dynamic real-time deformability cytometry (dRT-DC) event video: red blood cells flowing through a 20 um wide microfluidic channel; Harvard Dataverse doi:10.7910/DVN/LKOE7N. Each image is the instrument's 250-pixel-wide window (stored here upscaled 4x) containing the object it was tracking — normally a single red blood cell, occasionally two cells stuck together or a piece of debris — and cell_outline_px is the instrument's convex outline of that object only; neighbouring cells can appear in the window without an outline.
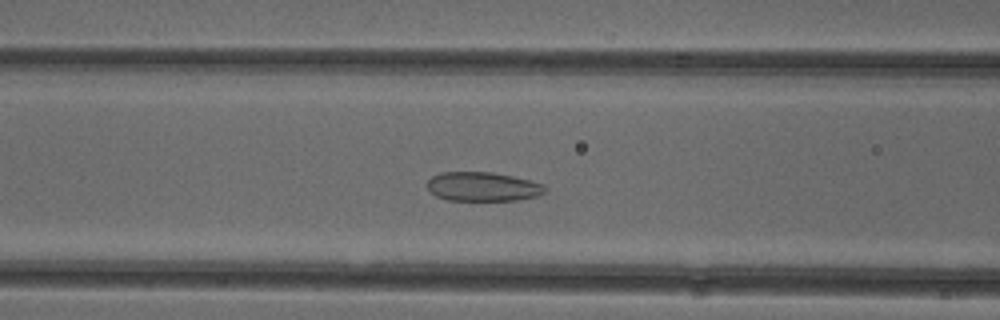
{"species": "common noctule bat (a hibernating species)", "species_latin": "Nyctalus noctula", "temperature_condition": "cold", "stored_images_in_passage": 48, "camera_frame_rate_fps": 3000, "um_per_image_px": 0.085, "animal": {"sex": "female"}, "frame": {"image": 1, "passage_image": 17, "time_ms": 5.333, "image_size_px": [1000, 320], "cell_outline_px": [[544, 192], [536, 196], [516, 200], [448, 200], [436, 196], [428, 192], [428, 180], [432, 176], [440, 172], [492, 172], [512, 176], [544, 184]], "centroid_in_image_um": [40.98, 15.86], "position_along_channel_um": 125.6, "area_um2": 19.88}}
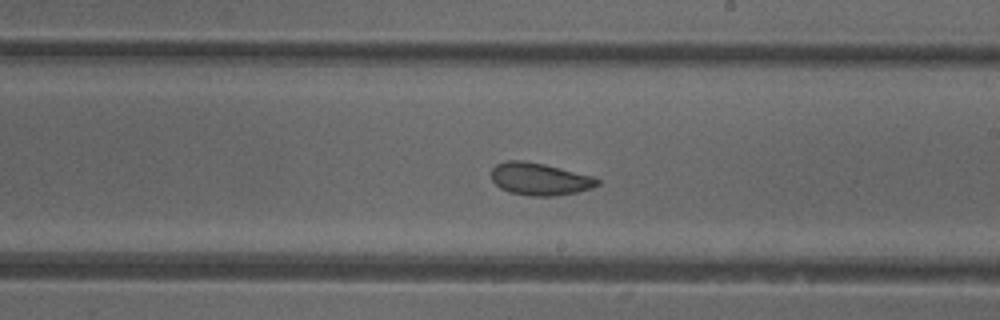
{"frame": {"image": 2, "passage_image": 26, "time_ms": 8.333, "image_size_px": [1000, 320], "cell_outline_px": [[600, 184], [592, 188], [576, 192], [552, 196], [532, 196], [508, 192], [500, 188], [492, 180], [492, 168], [496, 164], [508, 160], [520, 160], [544, 164], [596, 176], [600, 180]], "centroid_in_image_um": [45.9, 15.21], "position_along_channel_um": 243.1, "area_um2": 20.11}}
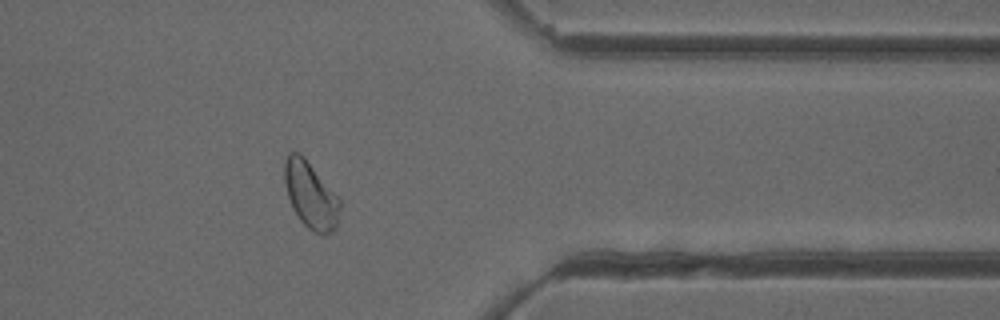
{"frame": {"image": 3, "passage_image": 38, "time_ms": 12.333, "image_size_px": [1000, 320], "cell_outline_px": [[340, 208], [336, 228], [332, 232], [316, 232], [308, 228], [300, 220], [292, 208], [288, 196], [284, 180], [284, 160], [288, 152], [300, 152], [304, 156], [340, 200]], "centroid_in_image_um": [26.37, 16.54], "position_along_channel_um": 385.0, "area_um2": 21.21}, "authors_computed_cell_mechanics": {"area_um2": 21.675, "velocity_mm_per_s": 3.9165, "shape_relaxation_time_tau1_ms": null, "shape_relaxation_time_tau2_ms": 1.3927, "deformation_change_tau1": null, "deformation_change_tau2": 0.0757}}